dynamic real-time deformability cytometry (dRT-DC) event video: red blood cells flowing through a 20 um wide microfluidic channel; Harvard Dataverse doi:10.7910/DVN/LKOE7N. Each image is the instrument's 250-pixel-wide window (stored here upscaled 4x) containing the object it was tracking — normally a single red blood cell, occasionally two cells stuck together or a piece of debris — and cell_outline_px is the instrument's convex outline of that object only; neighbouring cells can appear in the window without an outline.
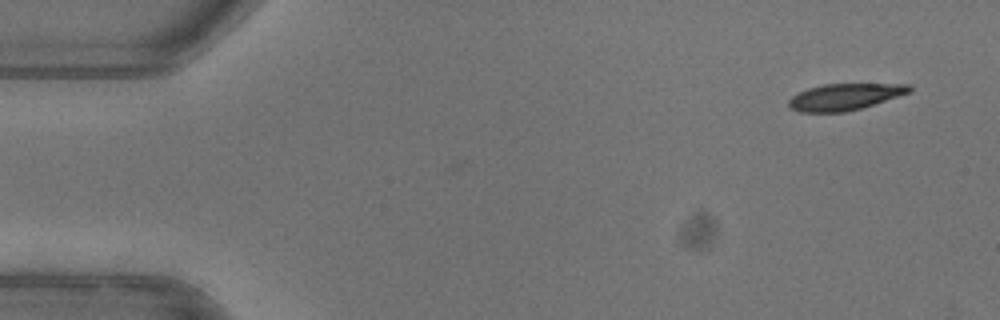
{"species": "common noctule bat (a hibernating species)", "species_latin": "Nyctalus noctula", "temperature_condition": "warm", "stored_images_in_passage": 3, "camera_frame_rate_fps": 3000, "um_per_image_px": 0.085, "animal": {"sex": "female"}, "frame": {"image": 1, "passage_image": 3, "time_ms": 0.667, "image_size_px": [1000, 320], "cell_outline_px": [[912, 92], [860, 108], [844, 112], [800, 112], [788, 108], [788, 100], [792, 96], [808, 88], [824, 84], [912, 84]], "centroid_in_image_um": [71.8, 8.23], "position_along_channel_um": 13.2, "area_um2": 18.61}}